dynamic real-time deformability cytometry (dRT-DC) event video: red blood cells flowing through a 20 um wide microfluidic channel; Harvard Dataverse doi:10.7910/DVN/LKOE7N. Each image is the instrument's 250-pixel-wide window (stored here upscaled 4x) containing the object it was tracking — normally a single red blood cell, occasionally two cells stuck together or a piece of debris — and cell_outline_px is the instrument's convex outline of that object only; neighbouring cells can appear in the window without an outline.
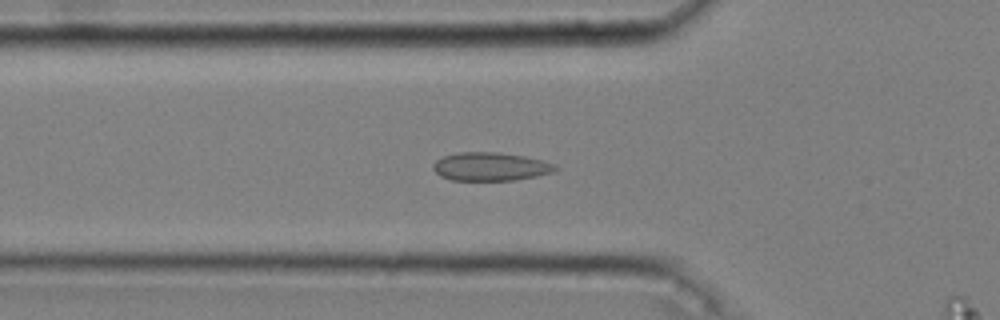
{"species": "common noctule bat (a hibernating species)", "species_latin": "Nyctalus noctula", "temperature_condition": "cold", "stored_images_in_passage": 46, "camera_frame_rate_fps": 3000, "um_per_image_px": 0.085, "animal": {"sex": "male", "body_mass_g": 20.4}, "frame": {"image": 1, "passage_image": 13, "time_ms": 4.0, "image_size_px": [1000, 320], "cell_outline_px": [[560, 168], [552, 172], [536, 176], [512, 180], [452, 180], [440, 176], [432, 168], [432, 164], [436, 160], [444, 156], [460, 152], [500, 152], [524, 156], [556, 164]], "centroid_in_image_um": [41.68, 14.15], "position_along_channel_um": 84.1, "area_um2": 20.17}}
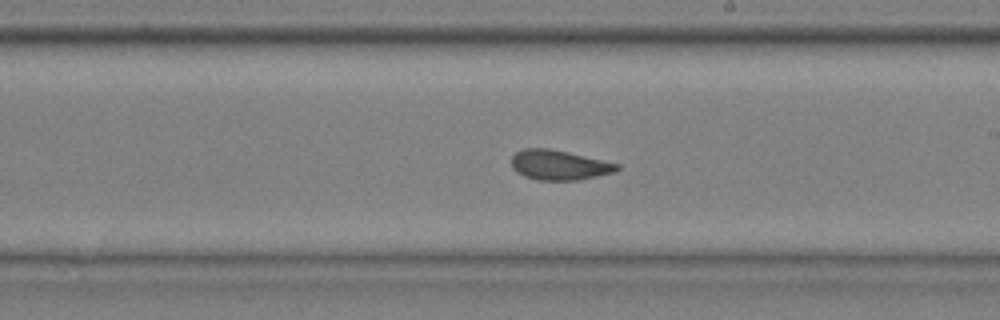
{"frame": {"image": 2, "passage_image": 26, "time_ms": 8.333, "image_size_px": [1000, 320], "cell_outline_px": [[620, 168], [616, 172], [576, 180], [536, 180], [524, 176], [516, 172], [512, 168], [512, 156], [516, 152], [524, 148], [548, 148], [568, 152], [620, 164]], "centroid_in_image_um": [47.52, 14.03], "position_along_channel_um": 241.5, "area_um2": 18.38}}
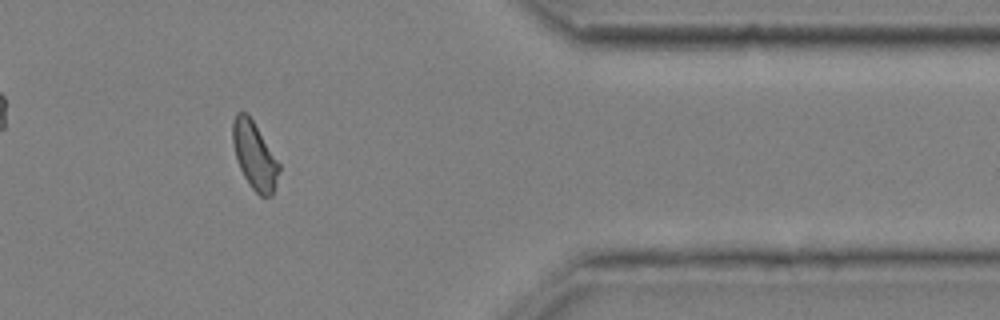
{"frame": {"image": 3, "passage_image": 40, "time_ms": 13.0, "image_size_px": [1000, 320], "cell_outline_px": [[280, 168], [276, 184], [272, 196], [260, 196], [252, 188], [244, 176], [236, 160], [232, 140], [232, 120], [236, 112], [244, 112], [252, 120], [280, 164]], "centroid_in_image_um": [21.62, 13.23], "position_along_channel_um": 389.8, "area_um2": 17.98}, "authors_computed_cell_mechanics": {"area_um2": 18.7272, "velocity_mm_per_s": 3.6242, "shape_relaxation_time_tau1_ms": null, "shape_relaxation_time_tau2_ms": 1.3277, "deformation_change_tau1": null, "deformation_change_tau2": 0.0516}}